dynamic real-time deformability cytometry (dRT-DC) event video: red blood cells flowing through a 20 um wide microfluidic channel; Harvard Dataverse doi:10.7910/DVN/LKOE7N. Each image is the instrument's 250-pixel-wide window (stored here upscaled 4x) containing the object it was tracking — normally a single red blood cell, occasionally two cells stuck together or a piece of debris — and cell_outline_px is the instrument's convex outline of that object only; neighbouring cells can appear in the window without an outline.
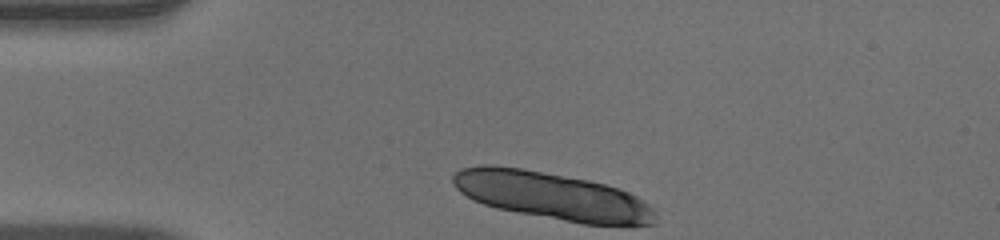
{"species": "human", "species_latin": "Homo sapiens", "temperature_condition": "warm", "stored_images_in_passage": 34, "segment_of_instrument_passage": [1, 2], "camera_frame_rate_fps": 3000, "um_per_image_px": 0.085, "donor": {"sex": "male"}, "frame": {"image": 1, "passage_image": 1, "time_ms": 0.0, "image_size_px": [1000, 240], "cell_outline_px": [[656, 224], [580, 224], [496, 208], [472, 200], [460, 192], [452, 184], [452, 176], [460, 168], [480, 164], [492, 164], [524, 168], [588, 180], [620, 188], [636, 196], [652, 208], [656, 212]], "centroid_in_image_um": [46.87, 16.63], "position_along_channel_um": 38.1, "area_um2": 56.18}}